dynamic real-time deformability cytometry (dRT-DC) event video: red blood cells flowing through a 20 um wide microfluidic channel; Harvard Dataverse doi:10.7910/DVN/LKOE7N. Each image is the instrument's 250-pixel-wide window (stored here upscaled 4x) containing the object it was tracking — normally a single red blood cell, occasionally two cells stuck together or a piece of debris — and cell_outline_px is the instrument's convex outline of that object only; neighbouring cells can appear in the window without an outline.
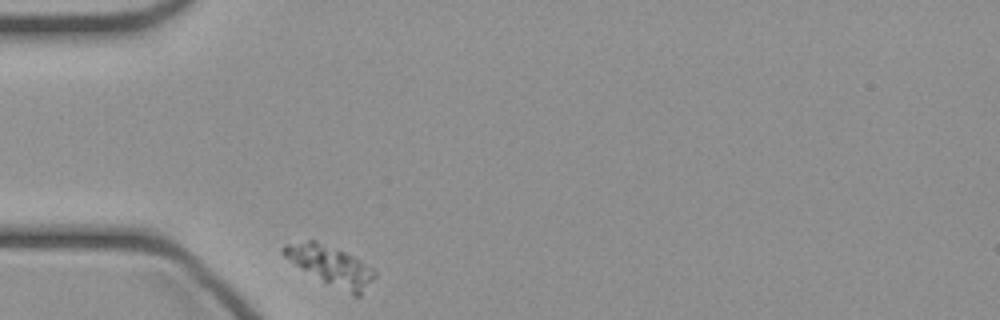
{"species": "common noctule bat (a hibernating species)", "species_latin": "Nyctalus noctula", "temperature_condition": "cold", "stored_images_in_passage": 31, "camera_frame_rate_fps": 3000, "um_per_image_px": 0.085, "animal": {"sex": "female", "body_mass_g": 21.9}, "frame": {"image": 1, "passage_image": 1, "time_ms": 0.0, "image_size_px": [1000, 320], "cell_outline_px": [[376, 276], [360, 296], [352, 296], [296, 264], [284, 256], [280, 252], [280, 248], [284, 244], [308, 240], [316, 240], [344, 252], [376, 268]], "centroid_in_image_um": [28.16, 22.56], "position_along_channel_um": 56.8, "area_um2": 20.52}}
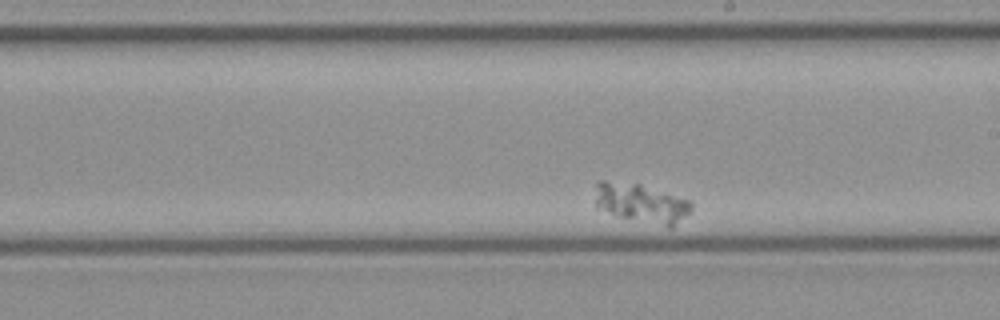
{"frame": {"image": 2, "passage_image": 18, "time_ms": 5.667, "image_size_px": [1000, 320], "cell_outline_px": [[692, 212], [672, 228], [668, 228], [620, 216], [596, 208], [596, 184], [600, 180], [604, 180], [640, 184], [688, 200], [692, 204]], "centroid_in_image_um": [54.54, 17.28], "position_along_channel_um": 234.5, "area_um2": 21.91}}
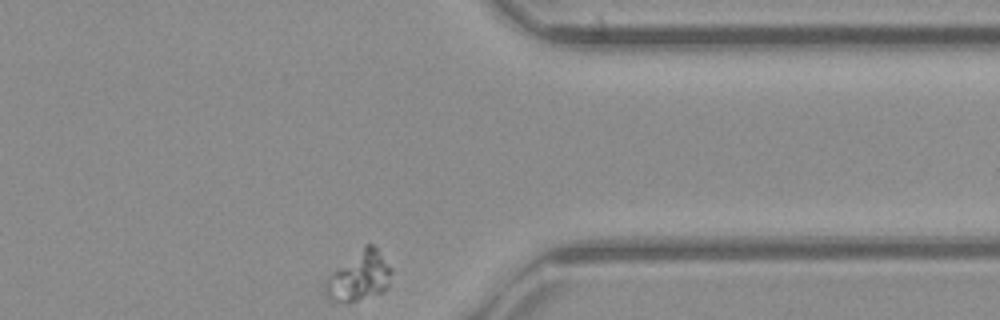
{"frame": {"image": 3, "passage_image": 31, "time_ms": 10.0, "image_size_px": [1000, 320], "cell_outline_px": [[392, 272], [388, 288], [380, 292], [356, 300], [332, 304], [324, 292], [324, 284], [328, 276], [364, 244], [372, 244], [376, 248], [392, 268]], "centroid_in_image_um": [30.5, 23.49], "position_along_channel_um": 380.9, "area_um2": 19.02}}